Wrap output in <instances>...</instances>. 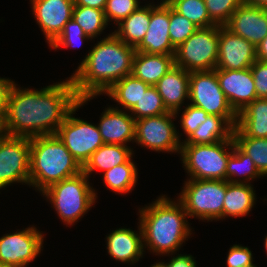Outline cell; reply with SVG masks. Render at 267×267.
Listing matches in <instances>:
<instances>
[{
    "label": "cell",
    "instance_id": "6da1fadb",
    "mask_svg": "<svg viewBox=\"0 0 267 267\" xmlns=\"http://www.w3.org/2000/svg\"><path fill=\"white\" fill-rule=\"evenodd\" d=\"M78 102L71 77L40 90L14 83L2 119V131L26 138L55 134Z\"/></svg>",
    "mask_w": 267,
    "mask_h": 267
},
{
    "label": "cell",
    "instance_id": "7a4b0ae2",
    "mask_svg": "<svg viewBox=\"0 0 267 267\" xmlns=\"http://www.w3.org/2000/svg\"><path fill=\"white\" fill-rule=\"evenodd\" d=\"M135 53L134 46L125 44L113 32L101 38L70 76L76 95H103L114 83L131 75Z\"/></svg>",
    "mask_w": 267,
    "mask_h": 267
},
{
    "label": "cell",
    "instance_id": "3957f363",
    "mask_svg": "<svg viewBox=\"0 0 267 267\" xmlns=\"http://www.w3.org/2000/svg\"><path fill=\"white\" fill-rule=\"evenodd\" d=\"M138 210L145 251L147 248L153 255H174L191 238L188 214L178 199L162 194Z\"/></svg>",
    "mask_w": 267,
    "mask_h": 267
},
{
    "label": "cell",
    "instance_id": "277c9868",
    "mask_svg": "<svg viewBox=\"0 0 267 267\" xmlns=\"http://www.w3.org/2000/svg\"><path fill=\"white\" fill-rule=\"evenodd\" d=\"M82 172V167L56 134L30 138V177L40 194L51 185Z\"/></svg>",
    "mask_w": 267,
    "mask_h": 267
},
{
    "label": "cell",
    "instance_id": "5b68a950",
    "mask_svg": "<svg viewBox=\"0 0 267 267\" xmlns=\"http://www.w3.org/2000/svg\"><path fill=\"white\" fill-rule=\"evenodd\" d=\"M41 195L53 205L51 207L66 226H73L83 218L95 205L98 197L97 191L90 185L89 177L83 171L51 185Z\"/></svg>",
    "mask_w": 267,
    "mask_h": 267
},
{
    "label": "cell",
    "instance_id": "8992f818",
    "mask_svg": "<svg viewBox=\"0 0 267 267\" xmlns=\"http://www.w3.org/2000/svg\"><path fill=\"white\" fill-rule=\"evenodd\" d=\"M233 152V140L213 144H182L180 160L188 178L226 180V168Z\"/></svg>",
    "mask_w": 267,
    "mask_h": 267
},
{
    "label": "cell",
    "instance_id": "52a82bcc",
    "mask_svg": "<svg viewBox=\"0 0 267 267\" xmlns=\"http://www.w3.org/2000/svg\"><path fill=\"white\" fill-rule=\"evenodd\" d=\"M177 196L190 218L223 220L226 180H196L187 178Z\"/></svg>",
    "mask_w": 267,
    "mask_h": 267
},
{
    "label": "cell",
    "instance_id": "ba28073f",
    "mask_svg": "<svg viewBox=\"0 0 267 267\" xmlns=\"http://www.w3.org/2000/svg\"><path fill=\"white\" fill-rule=\"evenodd\" d=\"M93 98L95 96L79 98L78 104L68 113L55 133L81 167L104 144L97 125L73 116L78 108Z\"/></svg>",
    "mask_w": 267,
    "mask_h": 267
},
{
    "label": "cell",
    "instance_id": "9c48e42d",
    "mask_svg": "<svg viewBox=\"0 0 267 267\" xmlns=\"http://www.w3.org/2000/svg\"><path fill=\"white\" fill-rule=\"evenodd\" d=\"M219 48V25L198 28L180 44L174 55L175 65L187 72L216 69Z\"/></svg>",
    "mask_w": 267,
    "mask_h": 267
},
{
    "label": "cell",
    "instance_id": "30bf717a",
    "mask_svg": "<svg viewBox=\"0 0 267 267\" xmlns=\"http://www.w3.org/2000/svg\"><path fill=\"white\" fill-rule=\"evenodd\" d=\"M189 104L203 109L209 115L224 117L234 128L238 114L233 110L221 90L216 69L190 72Z\"/></svg>",
    "mask_w": 267,
    "mask_h": 267
},
{
    "label": "cell",
    "instance_id": "8fae6325",
    "mask_svg": "<svg viewBox=\"0 0 267 267\" xmlns=\"http://www.w3.org/2000/svg\"><path fill=\"white\" fill-rule=\"evenodd\" d=\"M176 117L175 113L168 112L136 120L134 142L158 153L180 154L182 133L177 132Z\"/></svg>",
    "mask_w": 267,
    "mask_h": 267
},
{
    "label": "cell",
    "instance_id": "7c38bea8",
    "mask_svg": "<svg viewBox=\"0 0 267 267\" xmlns=\"http://www.w3.org/2000/svg\"><path fill=\"white\" fill-rule=\"evenodd\" d=\"M30 138L0 135V189L15 183L29 186Z\"/></svg>",
    "mask_w": 267,
    "mask_h": 267
},
{
    "label": "cell",
    "instance_id": "4fadbf2b",
    "mask_svg": "<svg viewBox=\"0 0 267 267\" xmlns=\"http://www.w3.org/2000/svg\"><path fill=\"white\" fill-rule=\"evenodd\" d=\"M44 233L35 226L0 237V264L27 267L43 250Z\"/></svg>",
    "mask_w": 267,
    "mask_h": 267
},
{
    "label": "cell",
    "instance_id": "5bb4252c",
    "mask_svg": "<svg viewBox=\"0 0 267 267\" xmlns=\"http://www.w3.org/2000/svg\"><path fill=\"white\" fill-rule=\"evenodd\" d=\"M167 0L150 4L149 28L142 41L135 47L137 52L175 55L176 48L169 36L170 5Z\"/></svg>",
    "mask_w": 267,
    "mask_h": 267
},
{
    "label": "cell",
    "instance_id": "9a60e30c",
    "mask_svg": "<svg viewBox=\"0 0 267 267\" xmlns=\"http://www.w3.org/2000/svg\"><path fill=\"white\" fill-rule=\"evenodd\" d=\"M257 60L256 47L246 39L219 26V48L216 69L242 70Z\"/></svg>",
    "mask_w": 267,
    "mask_h": 267
},
{
    "label": "cell",
    "instance_id": "2e32d148",
    "mask_svg": "<svg viewBox=\"0 0 267 267\" xmlns=\"http://www.w3.org/2000/svg\"><path fill=\"white\" fill-rule=\"evenodd\" d=\"M30 3L32 16L49 46L72 18L74 0H30Z\"/></svg>",
    "mask_w": 267,
    "mask_h": 267
},
{
    "label": "cell",
    "instance_id": "e0dca14e",
    "mask_svg": "<svg viewBox=\"0 0 267 267\" xmlns=\"http://www.w3.org/2000/svg\"><path fill=\"white\" fill-rule=\"evenodd\" d=\"M216 76L221 90L237 114L257 99L251 68L242 70L216 69Z\"/></svg>",
    "mask_w": 267,
    "mask_h": 267
},
{
    "label": "cell",
    "instance_id": "ac0fdd59",
    "mask_svg": "<svg viewBox=\"0 0 267 267\" xmlns=\"http://www.w3.org/2000/svg\"><path fill=\"white\" fill-rule=\"evenodd\" d=\"M224 26L256 47L267 36V9L244 2Z\"/></svg>",
    "mask_w": 267,
    "mask_h": 267
},
{
    "label": "cell",
    "instance_id": "d6986e66",
    "mask_svg": "<svg viewBox=\"0 0 267 267\" xmlns=\"http://www.w3.org/2000/svg\"><path fill=\"white\" fill-rule=\"evenodd\" d=\"M97 123L102 140L105 144L125 145L134 142L135 122L129 111L108 106L101 113Z\"/></svg>",
    "mask_w": 267,
    "mask_h": 267
},
{
    "label": "cell",
    "instance_id": "ffe728a7",
    "mask_svg": "<svg viewBox=\"0 0 267 267\" xmlns=\"http://www.w3.org/2000/svg\"><path fill=\"white\" fill-rule=\"evenodd\" d=\"M138 230L117 228L106 235L107 253L117 261L134 265L143 257L144 244L140 224Z\"/></svg>",
    "mask_w": 267,
    "mask_h": 267
},
{
    "label": "cell",
    "instance_id": "44dd1931",
    "mask_svg": "<svg viewBox=\"0 0 267 267\" xmlns=\"http://www.w3.org/2000/svg\"><path fill=\"white\" fill-rule=\"evenodd\" d=\"M189 77L181 67L174 65L154 86L168 112L176 113L189 101Z\"/></svg>",
    "mask_w": 267,
    "mask_h": 267
},
{
    "label": "cell",
    "instance_id": "7402d4cb",
    "mask_svg": "<svg viewBox=\"0 0 267 267\" xmlns=\"http://www.w3.org/2000/svg\"><path fill=\"white\" fill-rule=\"evenodd\" d=\"M174 65V55L136 51L131 74L144 83L154 86Z\"/></svg>",
    "mask_w": 267,
    "mask_h": 267
},
{
    "label": "cell",
    "instance_id": "603a6c76",
    "mask_svg": "<svg viewBox=\"0 0 267 267\" xmlns=\"http://www.w3.org/2000/svg\"><path fill=\"white\" fill-rule=\"evenodd\" d=\"M256 201V193L252 184L230 183L226 181L223 219L248 215L252 211Z\"/></svg>",
    "mask_w": 267,
    "mask_h": 267
},
{
    "label": "cell",
    "instance_id": "cb8c5ba5",
    "mask_svg": "<svg viewBox=\"0 0 267 267\" xmlns=\"http://www.w3.org/2000/svg\"><path fill=\"white\" fill-rule=\"evenodd\" d=\"M134 154L133 148L125 145L103 144L95 151L82 167V171L90 178L92 172H105L114 166L126 163Z\"/></svg>",
    "mask_w": 267,
    "mask_h": 267
},
{
    "label": "cell",
    "instance_id": "d4e9b609",
    "mask_svg": "<svg viewBox=\"0 0 267 267\" xmlns=\"http://www.w3.org/2000/svg\"><path fill=\"white\" fill-rule=\"evenodd\" d=\"M247 137L267 138V99L257 98L238 113L236 125Z\"/></svg>",
    "mask_w": 267,
    "mask_h": 267
},
{
    "label": "cell",
    "instance_id": "484cf974",
    "mask_svg": "<svg viewBox=\"0 0 267 267\" xmlns=\"http://www.w3.org/2000/svg\"><path fill=\"white\" fill-rule=\"evenodd\" d=\"M150 4L140 5L114 30V34L125 44L136 47L144 38L150 23Z\"/></svg>",
    "mask_w": 267,
    "mask_h": 267
},
{
    "label": "cell",
    "instance_id": "4316f807",
    "mask_svg": "<svg viewBox=\"0 0 267 267\" xmlns=\"http://www.w3.org/2000/svg\"><path fill=\"white\" fill-rule=\"evenodd\" d=\"M234 127L224 118L217 115H208L187 139H182V144H213L222 140L233 139Z\"/></svg>",
    "mask_w": 267,
    "mask_h": 267
},
{
    "label": "cell",
    "instance_id": "83f0119b",
    "mask_svg": "<svg viewBox=\"0 0 267 267\" xmlns=\"http://www.w3.org/2000/svg\"><path fill=\"white\" fill-rule=\"evenodd\" d=\"M149 86V84L131 74L114 83L103 94L118 103L119 107L116 106L114 108L119 109L122 107L121 110L130 111L139 102L142 94L145 93Z\"/></svg>",
    "mask_w": 267,
    "mask_h": 267
},
{
    "label": "cell",
    "instance_id": "f1b7e54d",
    "mask_svg": "<svg viewBox=\"0 0 267 267\" xmlns=\"http://www.w3.org/2000/svg\"><path fill=\"white\" fill-rule=\"evenodd\" d=\"M260 177L263 176L259 173L253 160L233 140V152L230 154L227 162L226 181L230 183L251 184L252 180L254 181V179Z\"/></svg>",
    "mask_w": 267,
    "mask_h": 267
},
{
    "label": "cell",
    "instance_id": "f546056e",
    "mask_svg": "<svg viewBox=\"0 0 267 267\" xmlns=\"http://www.w3.org/2000/svg\"><path fill=\"white\" fill-rule=\"evenodd\" d=\"M133 156L126 162L103 172V183L107 189L118 194L130 193L138 181V169Z\"/></svg>",
    "mask_w": 267,
    "mask_h": 267
},
{
    "label": "cell",
    "instance_id": "4dcf8cb0",
    "mask_svg": "<svg viewBox=\"0 0 267 267\" xmlns=\"http://www.w3.org/2000/svg\"><path fill=\"white\" fill-rule=\"evenodd\" d=\"M235 144L254 162L259 173L267 177V138L247 137L237 126L233 129Z\"/></svg>",
    "mask_w": 267,
    "mask_h": 267
},
{
    "label": "cell",
    "instance_id": "1f68e13d",
    "mask_svg": "<svg viewBox=\"0 0 267 267\" xmlns=\"http://www.w3.org/2000/svg\"><path fill=\"white\" fill-rule=\"evenodd\" d=\"M74 19L92 40L98 38L108 27L104 10L92 7L74 5L72 12Z\"/></svg>",
    "mask_w": 267,
    "mask_h": 267
},
{
    "label": "cell",
    "instance_id": "d6a6232c",
    "mask_svg": "<svg viewBox=\"0 0 267 267\" xmlns=\"http://www.w3.org/2000/svg\"><path fill=\"white\" fill-rule=\"evenodd\" d=\"M166 2L198 28L216 25L209 17L204 0H167Z\"/></svg>",
    "mask_w": 267,
    "mask_h": 267
},
{
    "label": "cell",
    "instance_id": "836d02e7",
    "mask_svg": "<svg viewBox=\"0 0 267 267\" xmlns=\"http://www.w3.org/2000/svg\"><path fill=\"white\" fill-rule=\"evenodd\" d=\"M130 115L135 119L144 117L158 116L168 113L162 98L155 86H149L139 102L129 111Z\"/></svg>",
    "mask_w": 267,
    "mask_h": 267
},
{
    "label": "cell",
    "instance_id": "e575fe53",
    "mask_svg": "<svg viewBox=\"0 0 267 267\" xmlns=\"http://www.w3.org/2000/svg\"><path fill=\"white\" fill-rule=\"evenodd\" d=\"M89 39L92 40L84 33L81 26L71 18L65 24L64 29L59 36L49 45V48H53V50H57L60 47L78 48L85 42V40L88 41Z\"/></svg>",
    "mask_w": 267,
    "mask_h": 267
},
{
    "label": "cell",
    "instance_id": "d590c367",
    "mask_svg": "<svg viewBox=\"0 0 267 267\" xmlns=\"http://www.w3.org/2000/svg\"><path fill=\"white\" fill-rule=\"evenodd\" d=\"M197 29L198 27L195 24L170 6L169 36L175 48L182 44Z\"/></svg>",
    "mask_w": 267,
    "mask_h": 267
},
{
    "label": "cell",
    "instance_id": "8d00e7d4",
    "mask_svg": "<svg viewBox=\"0 0 267 267\" xmlns=\"http://www.w3.org/2000/svg\"><path fill=\"white\" fill-rule=\"evenodd\" d=\"M210 19L219 26H224L235 10L245 0H204Z\"/></svg>",
    "mask_w": 267,
    "mask_h": 267
},
{
    "label": "cell",
    "instance_id": "74e56055",
    "mask_svg": "<svg viewBox=\"0 0 267 267\" xmlns=\"http://www.w3.org/2000/svg\"><path fill=\"white\" fill-rule=\"evenodd\" d=\"M184 110L180 117V128L186 135V139L207 120V114L203 109L195 107L189 103L185 104V108L178 110L175 114L179 116V112Z\"/></svg>",
    "mask_w": 267,
    "mask_h": 267
},
{
    "label": "cell",
    "instance_id": "f35d334b",
    "mask_svg": "<svg viewBox=\"0 0 267 267\" xmlns=\"http://www.w3.org/2000/svg\"><path fill=\"white\" fill-rule=\"evenodd\" d=\"M140 6L137 0H107L104 10L108 23L119 24Z\"/></svg>",
    "mask_w": 267,
    "mask_h": 267
},
{
    "label": "cell",
    "instance_id": "ab89813d",
    "mask_svg": "<svg viewBox=\"0 0 267 267\" xmlns=\"http://www.w3.org/2000/svg\"><path fill=\"white\" fill-rule=\"evenodd\" d=\"M253 254L249 247L233 244L228 250L226 267H254Z\"/></svg>",
    "mask_w": 267,
    "mask_h": 267
},
{
    "label": "cell",
    "instance_id": "60d3db41",
    "mask_svg": "<svg viewBox=\"0 0 267 267\" xmlns=\"http://www.w3.org/2000/svg\"><path fill=\"white\" fill-rule=\"evenodd\" d=\"M250 68L257 98L267 99V62L256 60Z\"/></svg>",
    "mask_w": 267,
    "mask_h": 267
},
{
    "label": "cell",
    "instance_id": "b9f144b4",
    "mask_svg": "<svg viewBox=\"0 0 267 267\" xmlns=\"http://www.w3.org/2000/svg\"><path fill=\"white\" fill-rule=\"evenodd\" d=\"M197 261L195 257L190 254H178L177 256H171V260L167 263L156 262L158 267H197Z\"/></svg>",
    "mask_w": 267,
    "mask_h": 267
},
{
    "label": "cell",
    "instance_id": "7bdbcfd3",
    "mask_svg": "<svg viewBox=\"0 0 267 267\" xmlns=\"http://www.w3.org/2000/svg\"><path fill=\"white\" fill-rule=\"evenodd\" d=\"M15 82L9 78L0 77V120L4 118L10 89Z\"/></svg>",
    "mask_w": 267,
    "mask_h": 267
},
{
    "label": "cell",
    "instance_id": "ee69618b",
    "mask_svg": "<svg viewBox=\"0 0 267 267\" xmlns=\"http://www.w3.org/2000/svg\"><path fill=\"white\" fill-rule=\"evenodd\" d=\"M107 0H74V5L105 10Z\"/></svg>",
    "mask_w": 267,
    "mask_h": 267
},
{
    "label": "cell",
    "instance_id": "f6af8a7d",
    "mask_svg": "<svg viewBox=\"0 0 267 267\" xmlns=\"http://www.w3.org/2000/svg\"><path fill=\"white\" fill-rule=\"evenodd\" d=\"M257 60L267 62V36L256 46Z\"/></svg>",
    "mask_w": 267,
    "mask_h": 267
},
{
    "label": "cell",
    "instance_id": "bcb514c9",
    "mask_svg": "<svg viewBox=\"0 0 267 267\" xmlns=\"http://www.w3.org/2000/svg\"><path fill=\"white\" fill-rule=\"evenodd\" d=\"M245 2L252 6H257L267 9V0H245Z\"/></svg>",
    "mask_w": 267,
    "mask_h": 267
},
{
    "label": "cell",
    "instance_id": "7dc6e473",
    "mask_svg": "<svg viewBox=\"0 0 267 267\" xmlns=\"http://www.w3.org/2000/svg\"><path fill=\"white\" fill-rule=\"evenodd\" d=\"M264 246H265V250L267 254V235L265 236V239H264Z\"/></svg>",
    "mask_w": 267,
    "mask_h": 267
},
{
    "label": "cell",
    "instance_id": "c3c4849f",
    "mask_svg": "<svg viewBox=\"0 0 267 267\" xmlns=\"http://www.w3.org/2000/svg\"><path fill=\"white\" fill-rule=\"evenodd\" d=\"M3 133L2 131V121L0 120V135Z\"/></svg>",
    "mask_w": 267,
    "mask_h": 267
},
{
    "label": "cell",
    "instance_id": "681fc988",
    "mask_svg": "<svg viewBox=\"0 0 267 267\" xmlns=\"http://www.w3.org/2000/svg\"><path fill=\"white\" fill-rule=\"evenodd\" d=\"M0 267H11V266L0 264Z\"/></svg>",
    "mask_w": 267,
    "mask_h": 267
},
{
    "label": "cell",
    "instance_id": "f907efd6",
    "mask_svg": "<svg viewBox=\"0 0 267 267\" xmlns=\"http://www.w3.org/2000/svg\"><path fill=\"white\" fill-rule=\"evenodd\" d=\"M150 267H158L156 264H152Z\"/></svg>",
    "mask_w": 267,
    "mask_h": 267
}]
</instances>
